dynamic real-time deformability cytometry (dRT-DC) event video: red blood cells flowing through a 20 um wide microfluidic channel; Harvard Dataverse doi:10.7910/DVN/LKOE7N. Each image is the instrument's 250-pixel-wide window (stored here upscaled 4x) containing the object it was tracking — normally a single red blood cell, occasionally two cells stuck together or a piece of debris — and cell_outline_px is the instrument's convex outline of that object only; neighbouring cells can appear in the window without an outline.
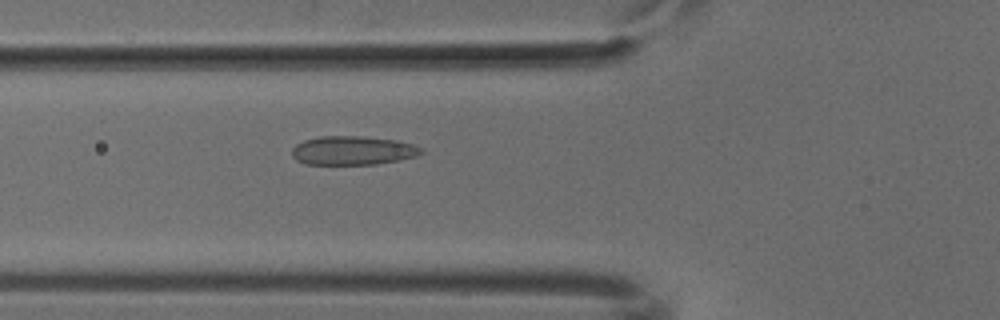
{"species": "common noctule bat (a hibernating species)", "species_latin": "Nyctalus noctula", "temperature_condition": "cold", "stored_images_in_passage": 52, "camera_frame_rate_fps": 3000, "um_per_image_px": 0.085, "animal": {"sex": "male", "body_mass_g": 18.8}, "frame": {"image": 1, "passage_image": 19, "time_ms": 6.0, "image_size_px": [1000, 320], "cell_outline_px": [[424, 152], [416, 156], [400, 160], [376, 164], [304, 164], [296, 160], [292, 156], [292, 148], [296, 144], [304, 140], [320, 136], [360, 136], [400, 140], [412, 144], [420, 148]], "centroid_in_image_um": [29.98, 12.79], "position_along_channel_um": 95.8, "area_um2": 21.85}}
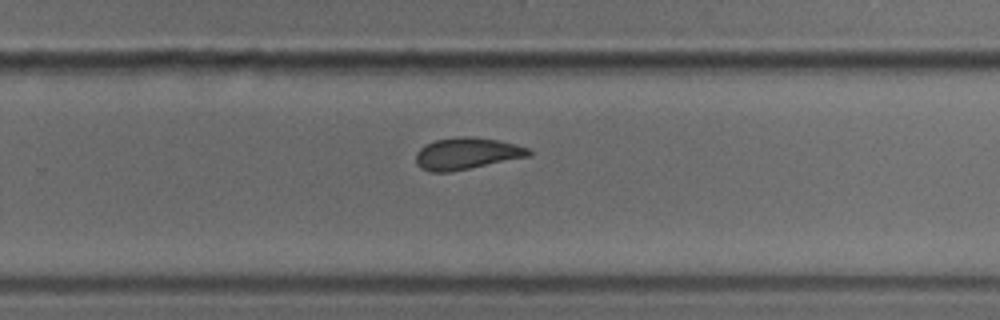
{"frame": {"image": 2, "passage_image": 34, "time_ms": 11.0, "image_size_px": [1000, 320], "cell_outline_px": [[532, 156], [452, 172], [428, 172], [420, 168], [416, 164], [416, 152], [424, 144], [436, 140], [460, 136], [468, 136], [496, 140], [516, 144], [528, 148], [532, 152]], "centroid_in_image_um": [39.66, 13.07], "position_along_channel_um": 290.1, "area_um2": 21.15}}
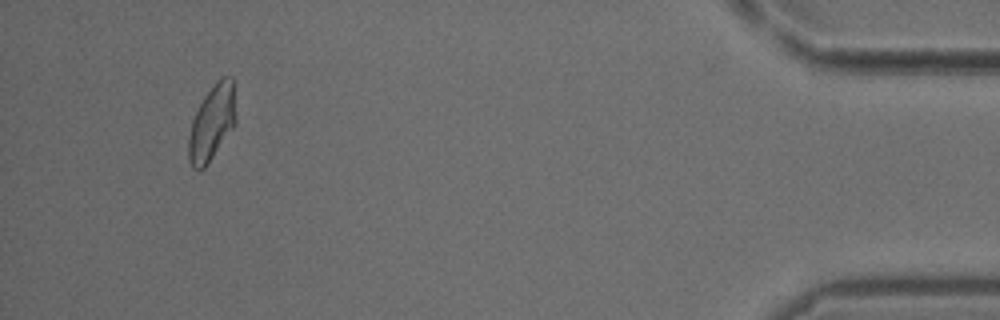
{"frame": {"image": 3, "passage_image": 49, "time_ms": 16.0, "image_size_px": [1000, 320], "cell_outline_px": [[236, 124], [204, 168], [200, 172], [192, 168], [188, 160], [188, 136], [192, 120], [204, 96], [216, 80], [220, 76], [232, 76], [236, 116]], "centroid_in_image_um": [18.01, 10.44], "position_along_channel_um": 417.2, "area_um2": 20.92}}